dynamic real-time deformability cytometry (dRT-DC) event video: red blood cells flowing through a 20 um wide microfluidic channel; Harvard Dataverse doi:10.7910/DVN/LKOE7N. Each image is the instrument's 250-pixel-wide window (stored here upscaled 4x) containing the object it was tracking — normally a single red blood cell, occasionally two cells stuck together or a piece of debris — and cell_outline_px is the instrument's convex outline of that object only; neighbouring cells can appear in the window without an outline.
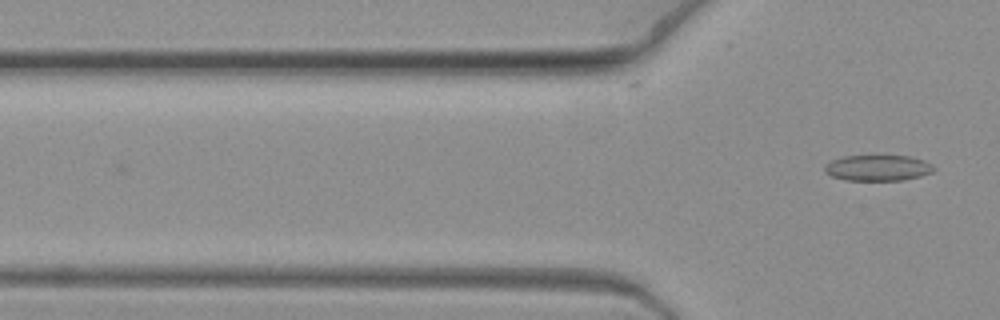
{"species": "common noctule bat (a hibernating species)", "species_latin": "Nyctalus noctula", "temperature_condition": "warm", "stored_images_in_passage": 2, "camera_frame_rate_fps": 3000, "um_per_image_px": 0.085, "animal": {"sex": "female", "body_mass_g": 19.3, "forearm_length_mm": 54.1}, "frame": {"image": 1, "passage_image": 2, "time_ms": 0.333, "image_size_px": [1000, 320], "cell_outline_px": [[936, 168], [932, 172], [920, 176], [900, 180], [844, 180], [832, 176], [824, 172], [824, 164], [832, 160], [844, 156], [908, 156], [924, 160], [932, 164]], "centroid_in_image_um": [74.6, 14.27], "position_along_channel_um": 51.2, "area_um2": 16.42}}